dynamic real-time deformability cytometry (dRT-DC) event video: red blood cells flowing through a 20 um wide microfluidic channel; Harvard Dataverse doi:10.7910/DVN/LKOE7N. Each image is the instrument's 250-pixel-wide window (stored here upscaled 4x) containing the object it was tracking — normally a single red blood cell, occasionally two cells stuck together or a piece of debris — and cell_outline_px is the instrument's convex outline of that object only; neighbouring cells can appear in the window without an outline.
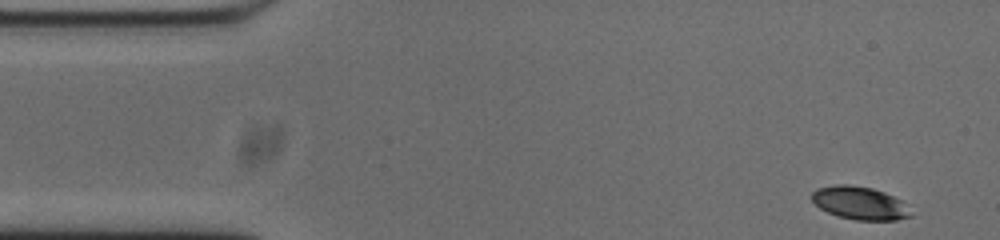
{"species": "common noctule bat (a hibernating species)", "species_latin": "Nyctalus noctula", "temperature_condition": "cold", "stored_images_in_passage": 51, "camera_frame_rate_fps": 3000, "um_per_image_px": 0.085, "animal": {"sex": "male", "body_mass_g": 20.0, "forearm_length_mm": 53.3}, "frame": {"image": 1, "passage_image": 1, "time_ms": 0.0, "image_size_px": [1000, 240], "cell_outline_px": [[912, 216], [896, 220], [856, 220], [836, 216], [820, 208], [812, 200], [812, 192], [816, 188], [836, 184], [848, 184], [872, 188], [884, 192], [900, 200]], "centroid_in_image_um": [73.02, 17.25], "position_along_channel_um": 12.0, "area_um2": 18.84}}
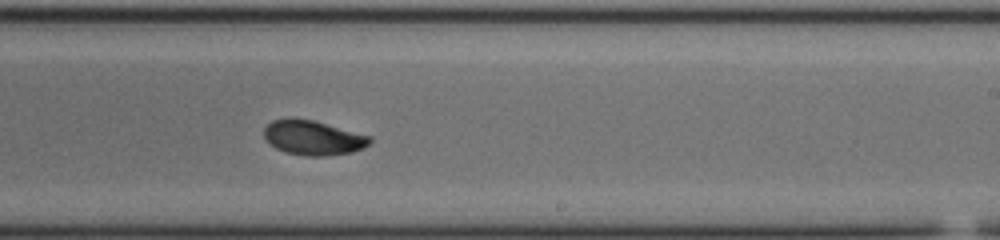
{"frame": {"image": 2, "passage_image": 29, "time_ms": 9.333, "image_size_px": [1000, 240], "cell_outline_px": [[372, 140], [364, 148], [352, 152], [324, 156], [304, 156], [284, 152], [268, 144], [264, 140], [264, 128], [272, 120], [312, 120], [372, 136]], "centroid_in_image_um": [26.62, 11.74], "position_along_channel_um": 262.4, "area_um2": 21.15}}
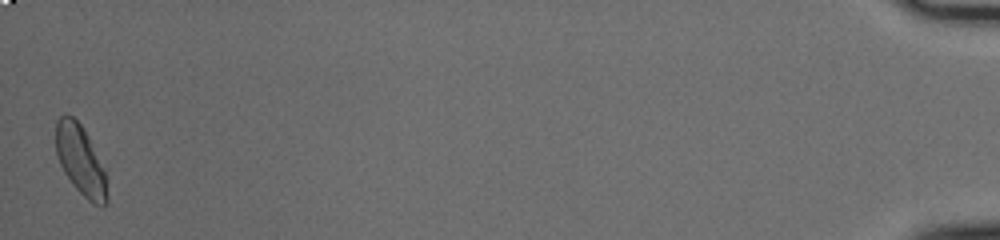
{"frame": {"image": 3, "passage_image": 51, "time_ms": 16.667, "image_size_px": [1000, 240], "cell_outline_px": [[108, 204], [96, 204], [88, 200], [72, 184], [64, 172], [60, 164], [56, 152], [56, 120], [64, 112], [72, 116], [80, 124], [88, 136], [104, 172], [108, 196]], "centroid_in_image_um": [6.81, 13.6], "position_along_channel_um": 428.4, "area_um2": 20.4}, "authors_computed_cell_mechanics": {"area_um2": 21.2126, "velocity_mm_per_s": 3.7263, "shape_relaxation_time_tau1_ms": 3.8675, "shape_relaxation_time_tau2_ms": 2.3463, "deformation_change_tau1": 0.1369, "deformation_change_tau2": 0.0618}}